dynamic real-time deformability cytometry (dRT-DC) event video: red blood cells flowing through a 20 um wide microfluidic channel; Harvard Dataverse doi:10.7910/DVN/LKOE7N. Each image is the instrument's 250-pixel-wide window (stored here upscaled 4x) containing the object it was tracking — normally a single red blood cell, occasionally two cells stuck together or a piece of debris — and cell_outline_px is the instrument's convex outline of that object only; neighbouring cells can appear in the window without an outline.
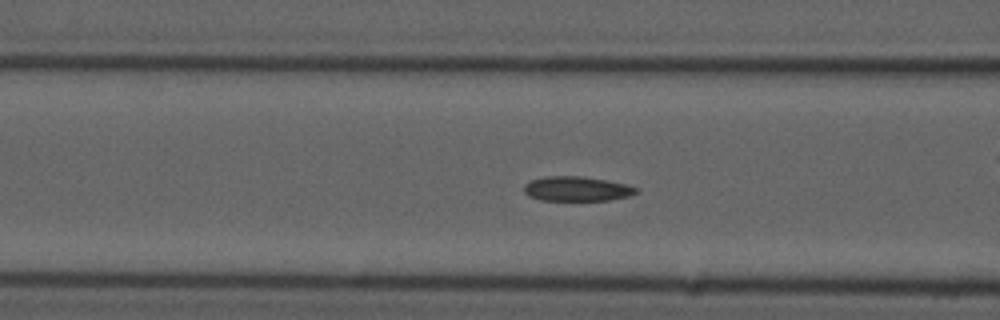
{"species": "common noctule bat (a hibernating species)", "species_latin": "Nyctalus noctula", "temperature_condition": "cold", "stored_images_in_passage": 55, "camera_frame_rate_fps": 3000, "um_per_image_px": 0.085, "animal": {"sex": "male", "forearm_length_mm": 52.5}, "frame": {"image": 1, "passage_image": 21, "time_ms": 6.667, "image_size_px": [1000, 320], "cell_outline_px": [[640, 192], [628, 196], [608, 200], [540, 200], [528, 196], [524, 192], [524, 184], [532, 180], [544, 176], [584, 176], [624, 184], [640, 188]], "centroid_in_image_um": [49.02, 16.05], "position_along_channel_um": 117.6, "area_um2": 16.13}}
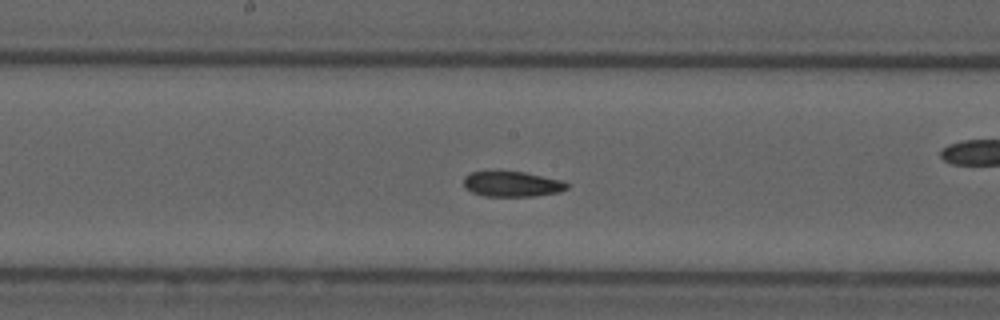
{"frame": {"image": 2, "passage_image": 28, "time_ms": 9.0, "image_size_px": [1000, 320], "cell_outline_px": [[568, 188], [560, 192], [536, 196], [484, 196], [472, 192], [464, 188], [464, 176], [472, 172], [524, 172], [560, 180], [568, 184]], "centroid_in_image_um": [43.52, 15.66], "position_along_channel_um": 204.7, "area_um2": 15.09}}
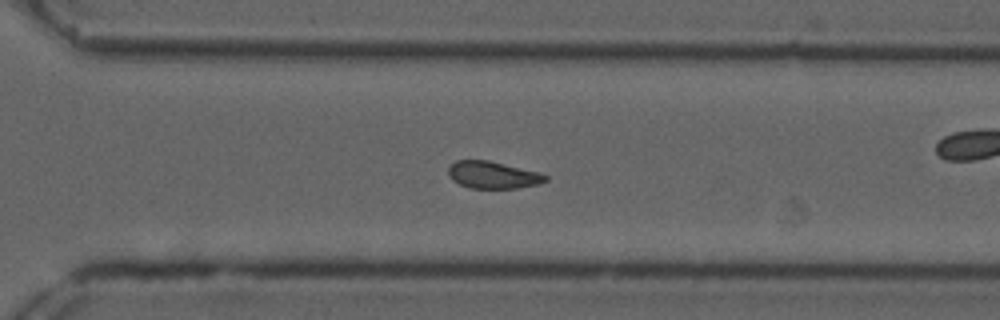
{"frame": {"image": 3, "passage_image": 38, "time_ms": 12.333, "image_size_px": [1000, 320], "cell_outline_px": [[548, 180], [540, 184], [516, 188], [468, 188], [452, 180], [448, 176], [448, 168], [456, 160], [488, 160], [540, 172], [548, 176]], "centroid_in_image_um": [41.91, 14.87], "position_along_channel_um": 328.7, "area_um2": 15.49}, "authors_computed_cell_mechanics": {"area_um2": 16.1262, "velocity_mm_per_s": 3.7367, "shape_relaxation_time_tau1_ms": null, "shape_relaxation_time_tau2_ms": 3.961, "deformation_change_tau1": null, "deformation_change_tau2": 0.0664}}